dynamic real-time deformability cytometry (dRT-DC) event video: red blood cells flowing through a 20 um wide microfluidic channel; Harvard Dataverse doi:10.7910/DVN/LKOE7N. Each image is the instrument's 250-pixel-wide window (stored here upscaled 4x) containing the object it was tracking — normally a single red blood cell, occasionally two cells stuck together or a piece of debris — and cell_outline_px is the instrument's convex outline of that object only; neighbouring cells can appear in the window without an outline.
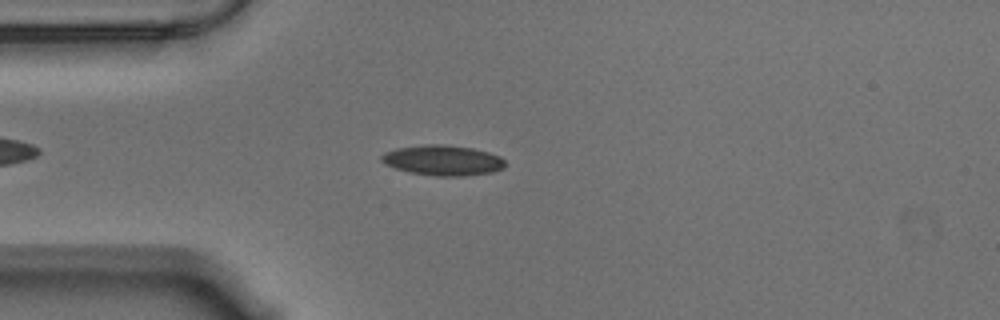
{"species": "Egyptian fruit bat (a non-hibernating species)", "species_latin": "Rousettus aegyptiacus", "temperature_condition": "warm", "stored_images_in_passage": 53, "camera_frame_rate_fps": 3000, "um_per_image_px": 0.085, "animal": {"sex": "male"}, "frame": {"image": 1, "passage_image": 11, "time_ms": 3.333, "image_size_px": [1000, 320], "cell_outline_px": [[504, 168], [492, 172], [460, 176], [436, 176], [412, 172], [396, 168], [384, 164], [380, 160], [380, 156], [384, 152], [396, 148], [424, 144], [444, 144], [472, 148], [488, 152], [500, 156], [504, 160]], "centroid_in_image_um": [37.61, 13.61], "position_along_channel_um": 47.4, "area_um2": 21.79}}
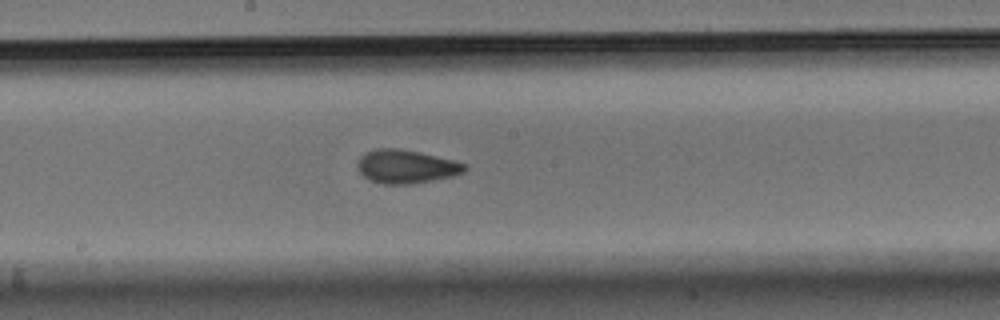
{"frame": {"image": 2, "passage_image": 26, "time_ms": 8.333, "image_size_px": [1000, 320], "cell_outline_px": [[468, 168], [464, 172], [452, 176], [412, 184], [384, 184], [368, 180], [360, 172], [356, 164], [360, 156], [364, 152], [376, 148], [400, 148], [420, 152], [456, 160], [468, 164]], "centroid_in_image_um": [34.53, 14.14], "position_along_channel_um": 213.7, "area_um2": 21.27}}
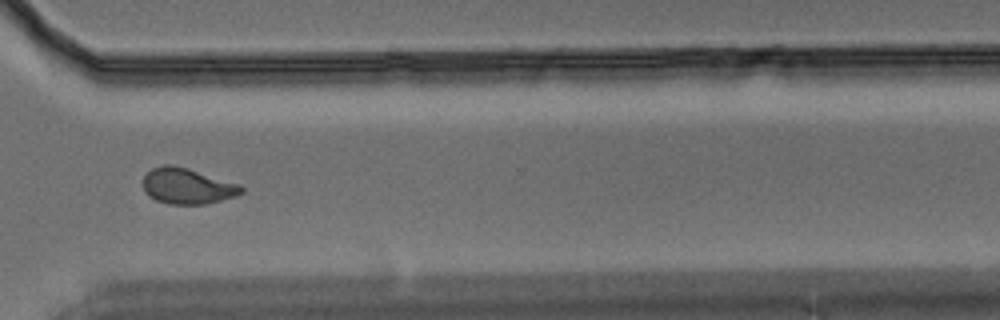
{"frame": {"image": 3, "passage_image": 38, "time_ms": 12.333, "image_size_px": [1000, 320], "cell_outline_px": [[244, 192], [236, 196], [204, 204], [168, 204], [156, 200], [148, 196], [144, 192], [144, 176], [152, 168], [164, 164], [172, 164], [188, 168], [240, 184], [244, 188]], "centroid_in_image_um": [15.92, 15.81], "position_along_channel_um": 354.7, "area_um2": 20.58}, "authors_computed_cell_mechanics": {"area_um2": 20.3456, "velocity_mm_per_s": 3.5317, "shape_relaxation_time_tau1_ms": 8.3259, "shape_relaxation_time_tau2_ms": 1.6313, "deformation_change_tau1": 0.1922, "deformation_change_tau2": 0.072}}